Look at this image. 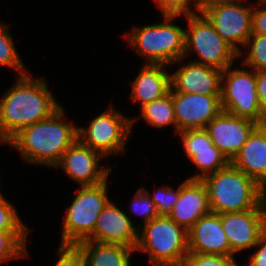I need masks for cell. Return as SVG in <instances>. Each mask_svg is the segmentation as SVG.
<instances>
[{
	"label": "cell",
	"instance_id": "obj_35",
	"mask_svg": "<svg viewBox=\"0 0 266 266\" xmlns=\"http://www.w3.org/2000/svg\"><path fill=\"white\" fill-rule=\"evenodd\" d=\"M256 91L262 110L266 109V71H256Z\"/></svg>",
	"mask_w": 266,
	"mask_h": 266
},
{
	"label": "cell",
	"instance_id": "obj_16",
	"mask_svg": "<svg viewBox=\"0 0 266 266\" xmlns=\"http://www.w3.org/2000/svg\"><path fill=\"white\" fill-rule=\"evenodd\" d=\"M139 226H134L115 203L109 201L96 221L94 232L86 239L99 243L120 244L136 249L139 239Z\"/></svg>",
	"mask_w": 266,
	"mask_h": 266
},
{
	"label": "cell",
	"instance_id": "obj_18",
	"mask_svg": "<svg viewBox=\"0 0 266 266\" xmlns=\"http://www.w3.org/2000/svg\"><path fill=\"white\" fill-rule=\"evenodd\" d=\"M188 252L230 256V245L223 230L220 214L202 216L188 231Z\"/></svg>",
	"mask_w": 266,
	"mask_h": 266
},
{
	"label": "cell",
	"instance_id": "obj_12",
	"mask_svg": "<svg viewBox=\"0 0 266 266\" xmlns=\"http://www.w3.org/2000/svg\"><path fill=\"white\" fill-rule=\"evenodd\" d=\"M105 158L100 152L83 145L78 139L63 153L55 168L61 167L80 186L98 185L108 178L112 168L101 166L99 160ZM102 167V168H101Z\"/></svg>",
	"mask_w": 266,
	"mask_h": 266
},
{
	"label": "cell",
	"instance_id": "obj_30",
	"mask_svg": "<svg viewBox=\"0 0 266 266\" xmlns=\"http://www.w3.org/2000/svg\"><path fill=\"white\" fill-rule=\"evenodd\" d=\"M180 185L174 190L171 186H161L159 190H155L153 196L149 194L150 199L154 202L160 215H168L174 208L179 198Z\"/></svg>",
	"mask_w": 266,
	"mask_h": 266
},
{
	"label": "cell",
	"instance_id": "obj_17",
	"mask_svg": "<svg viewBox=\"0 0 266 266\" xmlns=\"http://www.w3.org/2000/svg\"><path fill=\"white\" fill-rule=\"evenodd\" d=\"M222 70L190 61L171 74V92L221 95Z\"/></svg>",
	"mask_w": 266,
	"mask_h": 266
},
{
	"label": "cell",
	"instance_id": "obj_13",
	"mask_svg": "<svg viewBox=\"0 0 266 266\" xmlns=\"http://www.w3.org/2000/svg\"><path fill=\"white\" fill-rule=\"evenodd\" d=\"M220 97L172 92L176 134L181 130L205 128L222 111Z\"/></svg>",
	"mask_w": 266,
	"mask_h": 266
},
{
	"label": "cell",
	"instance_id": "obj_4",
	"mask_svg": "<svg viewBox=\"0 0 266 266\" xmlns=\"http://www.w3.org/2000/svg\"><path fill=\"white\" fill-rule=\"evenodd\" d=\"M162 16V23L136 26L129 34H124L130 46L144 57L145 64L174 65L185 59V29L173 24L180 15Z\"/></svg>",
	"mask_w": 266,
	"mask_h": 266
},
{
	"label": "cell",
	"instance_id": "obj_25",
	"mask_svg": "<svg viewBox=\"0 0 266 266\" xmlns=\"http://www.w3.org/2000/svg\"><path fill=\"white\" fill-rule=\"evenodd\" d=\"M18 55L8 26L0 22V65L17 70L18 76H21L29 71Z\"/></svg>",
	"mask_w": 266,
	"mask_h": 266
},
{
	"label": "cell",
	"instance_id": "obj_31",
	"mask_svg": "<svg viewBox=\"0 0 266 266\" xmlns=\"http://www.w3.org/2000/svg\"><path fill=\"white\" fill-rule=\"evenodd\" d=\"M56 266H86V259L78 245L60 244Z\"/></svg>",
	"mask_w": 266,
	"mask_h": 266
},
{
	"label": "cell",
	"instance_id": "obj_6",
	"mask_svg": "<svg viewBox=\"0 0 266 266\" xmlns=\"http://www.w3.org/2000/svg\"><path fill=\"white\" fill-rule=\"evenodd\" d=\"M107 181L94 186H79V192L67 207L63 219L60 244L77 245L94 232L101 211L111 200L107 194Z\"/></svg>",
	"mask_w": 266,
	"mask_h": 266
},
{
	"label": "cell",
	"instance_id": "obj_5",
	"mask_svg": "<svg viewBox=\"0 0 266 266\" xmlns=\"http://www.w3.org/2000/svg\"><path fill=\"white\" fill-rule=\"evenodd\" d=\"M135 251L147 252L154 266H182L188 254L187 230L168 215L139 226Z\"/></svg>",
	"mask_w": 266,
	"mask_h": 266
},
{
	"label": "cell",
	"instance_id": "obj_11",
	"mask_svg": "<svg viewBox=\"0 0 266 266\" xmlns=\"http://www.w3.org/2000/svg\"><path fill=\"white\" fill-rule=\"evenodd\" d=\"M223 230L230 245V257L242 250L255 248L266 230V199L256 208L220 214Z\"/></svg>",
	"mask_w": 266,
	"mask_h": 266
},
{
	"label": "cell",
	"instance_id": "obj_20",
	"mask_svg": "<svg viewBox=\"0 0 266 266\" xmlns=\"http://www.w3.org/2000/svg\"><path fill=\"white\" fill-rule=\"evenodd\" d=\"M164 64H145L132 82L131 98L141 107L158 100L170 92L171 74Z\"/></svg>",
	"mask_w": 266,
	"mask_h": 266
},
{
	"label": "cell",
	"instance_id": "obj_32",
	"mask_svg": "<svg viewBox=\"0 0 266 266\" xmlns=\"http://www.w3.org/2000/svg\"><path fill=\"white\" fill-rule=\"evenodd\" d=\"M194 0H156V5L160 8L162 15H189L195 14V10L190 8Z\"/></svg>",
	"mask_w": 266,
	"mask_h": 266
},
{
	"label": "cell",
	"instance_id": "obj_37",
	"mask_svg": "<svg viewBox=\"0 0 266 266\" xmlns=\"http://www.w3.org/2000/svg\"><path fill=\"white\" fill-rule=\"evenodd\" d=\"M257 129L266 136V109L262 110L259 119L256 122Z\"/></svg>",
	"mask_w": 266,
	"mask_h": 266
},
{
	"label": "cell",
	"instance_id": "obj_28",
	"mask_svg": "<svg viewBox=\"0 0 266 266\" xmlns=\"http://www.w3.org/2000/svg\"><path fill=\"white\" fill-rule=\"evenodd\" d=\"M149 193L145 188L138 189L131 203L133 214L142 216L144 224L160 216L154 202L149 197Z\"/></svg>",
	"mask_w": 266,
	"mask_h": 266
},
{
	"label": "cell",
	"instance_id": "obj_8",
	"mask_svg": "<svg viewBox=\"0 0 266 266\" xmlns=\"http://www.w3.org/2000/svg\"><path fill=\"white\" fill-rule=\"evenodd\" d=\"M111 104L113 103H110L106 111L90 121L87 128H77L78 140L92 150L100 152L105 158L109 155L117 156L121 151H125L133 123L138 119L127 118Z\"/></svg>",
	"mask_w": 266,
	"mask_h": 266
},
{
	"label": "cell",
	"instance_id": "obj_21",
	"mask_svg": "<svg viewBox=\"0 0 266 266\" xmlns=\"http://www.w3.org/2000/svg\"><path fill=\"white\" fill-rule=\"evenodd\" d=\"M230 163L266 190V136L257 127Z\"/></svg>",
	"mask_w": 266,
	"mask_h": 266
},
{
	"label": "cell",
	"instance_id": "obj_7",
	"mask_svg": "<svg viewBox=\"0 0 266 266\" xmlns=\"http://www.w3.org/2000/svg\"><path fill=\"white\" fill-rule=\"evenodd\" d=\"M183 16H185L189 26L188 29H185L184 58L194 49L200 58L195 62L222 71L234 64L239 53L216 32L203 14Z\"/></svg>",
	"mask_w": 266,
	"mask_h": 266
},
{
	"label": "cell",
	"instance_id": "obj_33",
	"mask_svg": "<svg viewBox=\"0 0 266 266\" xmlns=\"http://www.w3.org/2000/svg\"><path fill=\"white\" fill-rule=\"evenodd\" d=\"M260 7H253L251 34L266 35V5Z\"/></svg>",
	"mask_w": 266,
	"mask_h": 266
},
{
	"label": "cell",
	"instance_id": "obj_26",
	"mask_svg": "<svg viewBox=\"0 0 266 266\" xmlns=\"http://www.w3.org/2000/svg\"><path fill=\"white\" fill-rule=\"evenodd\" d=\"M247 46L250 50L248 49L242 64L254 71H266V35L251 34L245 47Z\"/></svg>",
	"mask_w": 266,
	"mask_h": 266
},
{
	"label": "cell",
	"instance_id": "obj_34",
	"mask_svg": "<svg viewBox=\"0 0 266 266\" xmlns=\"http://www.w3.org/2000/svg\"><path fill=\"white\" fill-rule=\"evenodd\" d=\"M255 247H258V250L248 256V266H266V230L261 234Z\"/></svg>",
	"mask_w": 266,
	"mask_h": 266
},
{
	"label": "cell",
	"instance_id": "obj_10",
	"mask_svg": "<svg viewBox=\"0 0 266 266\" xmlns=\"http://www.w3.org/2000/svg\"><path fill=\"white\" fill-rule=\"evenodd\" d=\"M243 2L235 0L203 13L216 32L239 53V57L242 55L240 45L245 47L252 29L253 6H244Z\"/></svg>",
	"mask_w": 266,
	"mask_h": 266
},
{
	"label": "cell",
	"instance_id": "obj_38",
	"mask_svg": "<svg viewBox=\"0 0 266 266\" xmlns=\"http://www.w3.org/2000/svg\"><path fill=\"white\" fill-rule=\"evenodd\" d=\"M258 4L260 5H266V0H258Z\"/></svg>",
	"mask_w": 266,
	"mask_h": 266
},
{
	"label": "cell",
	"instance_id": "obj_3",
	"mask_svg": "<svg viewBox=\"0 0 266 266\" xmlns=\"http://www.w3.org/2000/svg\"><path fill=\"white\" fill-rule=\"evenodd\" d=\"M202 181L207 187L213 213L251 210L266 199V190L231 163Z\"/></svg>",
	"mask_w": 266,
	"mask_h": 266
},
{
	"label": "cell",
	"instance_id": "obj_1",
	"mask_svg": "<svg viewBox=\"0 0 266 266\" xmlns=\"http://www.w3.org/2000/svg\"><path fill=\"white\" fill-rule=\"evenodd\" d=\"M24 74L0 101V142L6 144L21 129L49 118L62 105L41 78Z\"/></svg>",
	"mask_w": 266,
	"mask_h": 266
},
{
	"label": "cell",
	"instance_id": "obj_15",
	"mask_svg": "<svg viewBox=\"0 0 266 266\" xmlns=\"http://www.w3.org/2000/svg\"><path fill=\"white\" fill-rule=\"evenodd\" d=\"M178 134L182 138L184 153L200 171L186 179L203 180L206 176L222 170L230 163L212 143L204 128L181 130Z\"/></svg>",
	"mask_w": 266,
	"mask_h": 266
},
{
	"label": "cell",
	"instance_id": "obj_19",
	"mask_svg": "<svg viewBox=\"0 0 266 266\" xmlns=\"http://www.w3.org/2000/svg\"><path fill=\"white\" fill-rule=\"evenodd\" d=\"M208 190L202 180L186 179L180 184L177 202L168 216L187 231L210 213Z\"/></svg>",
	"mask_w": 266,
	"mask_h": 266
},
{
	"label": "cell",
	"instance_id": "obj_9",
	"mask_svg": "<svg viewBox=\"0 0 266 266\" xmlns=\"http://www.w3.org/2000/svg\"><path fill=\"white\" fill-rule=\"evenodd\" d=\"M229 66L221 77L222 110L257 122L262 112L256 91V71ZM224 84V85H223Z\"/></svg>",
	"mask_w": 266,
	"mask_h": 266
},
{
	"label": "cell",
	"instance_id": "obj_14",
	"mask_svg": "<svg viewBox=\"0 0 266 266\" xmlns=\"http://www.w3.org/2000/svg\"><path fill=\"white\" fill-rule=\"evenodd\" d=\"M255 128L256 122L222 110L204 129L212 143L231 162Z\"/></svg>",
	"mask_w": 266,
	"mask_h": 266
},
{
	"label": "cell",
	"instance_id": "obj_27",
	"mask_svg": "<svg viewBox=\"0 0 266 266\" xmlns=\"http://www.w3.org/2000/svg\"><path fill=\"white\" fill-rule=\"evenodd\" d=\"M25 225L15 206L3 195L0 196V231H28Z\"/></svg>",
	"mask_w": 266,
	"mask_h": 266
},
{
	"label": "cell",
	"instance_id": "obj_23",
	"mask_svg": "<svg viewBox=\"0 0 266 266\" xmlns=\"http://www.w3.org/2000/svg\"><path fill=\"white\" fill-rule=\"evenodd\" d=\"M140 111L142 117L150 126L162 128L172 124L175 125L176 133V120L171 90L164 97L142 106Z\"/></svg>",
	"mask_w": 266,
	"mask_h": 266
},
{
	"label": "cell",
	"instance_id": "obj_36",
	"mask_svg": "<svg viewBox=\"0 0 266 266\" xmlns=\"http://www.w3.org/2000/svg\"><path fill=\"white\" fill-rule=\"evenodd\" d=\"M235 0H194V7L196 8V12L195 14H203L205 11H207L208 9L221 5V4H225V3H229Z\"/></svg>",
	"mask_w": 266,
	"mask_h": 266
},
{
	"label": "cell",
	"instance_id": "obj_24",
	"mask_svg": "<svg viewBox=\"0 0 266 266\" xmlns=\"http://www.w3.org/2000/svg\"><path fill=\"white\" fill-rule=\"evenodd\" d=\"M28 231H0V264L27 256Z\"/></svg>",
	"mask_w": 266,
	"mask_h": 266
},
{
	"label": "cell",
	"instance_id": "obj_29",
	"mask_svg": "<svg viewBox=\"0 0 266 266\" xmlns=\"http://www.w3.org/2000/svg\"><path fill=\"white\" fill-rule=\"evenodd\" d=\"M182 266H238L234 257L188 252Z\"/></svg>",
	"mask_w": 266,
	"mask_h": 266
},
{
	"label": "cell",
	"instance_id": "obj_2",
	"mask_svg": "<svg viewBox=\"0 0 266 266\" xmlns=\"http://www.w3.org/2000/svg\"><path fill=\"white\" fill-rule=\"evenodd\" d=\"M61 106L49 118L21 129L6 144L29 163L55 168L63 153L78 139L77 128L65 122Z\"/></svg>",
	"mask_w": 266,
	"mask_h": 266
},
{
	"label": "cell",
	"instance_id": "obj_22",
	"mask_svg": "<svg viewBox=\"0 0 266 266\" xmlns=\"http://www.w3.org/2000/svg\"><path fill=\"white\" fill-rule=\"evenodd\" d=\"M86 259V266H131L135 249L120 244L84 240L77 244Z\"/></svg>",
	"mask_w": 266,
	"mask_h": 266
}]
</instances>
